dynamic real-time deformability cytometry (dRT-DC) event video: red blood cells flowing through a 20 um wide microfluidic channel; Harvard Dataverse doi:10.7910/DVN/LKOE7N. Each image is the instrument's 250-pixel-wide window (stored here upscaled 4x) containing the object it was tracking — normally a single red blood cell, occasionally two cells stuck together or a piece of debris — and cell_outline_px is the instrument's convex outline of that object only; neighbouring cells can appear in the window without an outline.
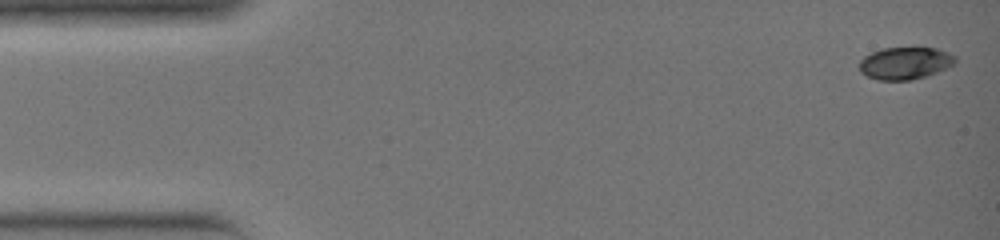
{"species": "common noctule bat (a hibernating species)", "species_latin": "Nyctalus noctula", "temperature_condition": "warm", "stored_images_in_passage": 35, "camera_frame_rate_fps": 3000, "um_per_image_px": 0.085, "animal": {"sex": "female", "body_mass_g": 19.0, "forearm_length_mm": 51.5}, "frame": {"image": 1, "passage_image": 1, "time_ms": 0.0, "image_size_px": [1000, 240], "cell_outline_px": [[956, 60], [952, 64], [928, 76], [912, 80], [876, 80], [860, 72], [860, 60], [864, 56], [872, 52], [884, 48], [936, 48], [948, 52], [956, 56]], "centroid_in_image_um": [76.91, 5.37], "position_along_channel_um": 8.1, "area_um2": 17.92}}
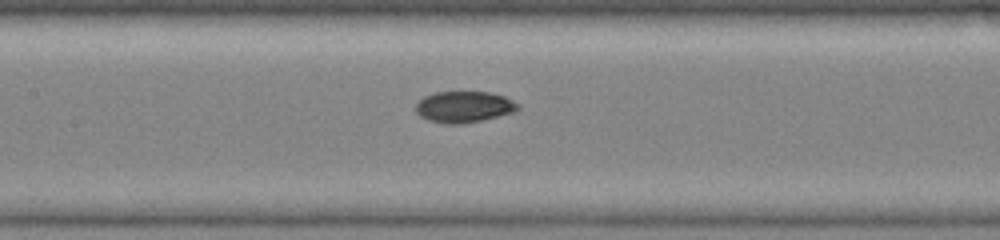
{"frame": {"image": 2, "passage_image": 17, "time_ms": 5.333, "image_size_px": [1000, 240], "cell_outline_px": [[520, 108], [516, 112], [480, 120], [460, 124], [448, 124], [428, 120], [420, 116], [412, 108], [424, 96], [436, 92], [488, 92], [504, 96], [520, 104]], "centroid_in_image_um": [39.43, 9.08], "position_along_channel_um": 168.0, "area_um2": 18.67}}
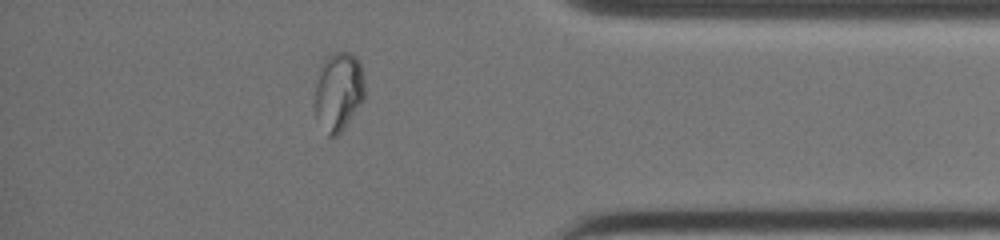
{"frame": {"image": 3, "passage_image": 31, "time_ms": 10.0, "image_size_px": [1000, 240], "cell_outline_px": [[364, 100], [340, 132], [336, 136], [328, 136], [316, 116], [312, 104], [320, 64], [324, 56], [332, 52], [348, 52], [356, 56], [360, 64], [364, 80]], "centroid_in_image_um": [28.73, 7.74], "position_along_channel_um": 406.5, "area_um2": 23.29}}